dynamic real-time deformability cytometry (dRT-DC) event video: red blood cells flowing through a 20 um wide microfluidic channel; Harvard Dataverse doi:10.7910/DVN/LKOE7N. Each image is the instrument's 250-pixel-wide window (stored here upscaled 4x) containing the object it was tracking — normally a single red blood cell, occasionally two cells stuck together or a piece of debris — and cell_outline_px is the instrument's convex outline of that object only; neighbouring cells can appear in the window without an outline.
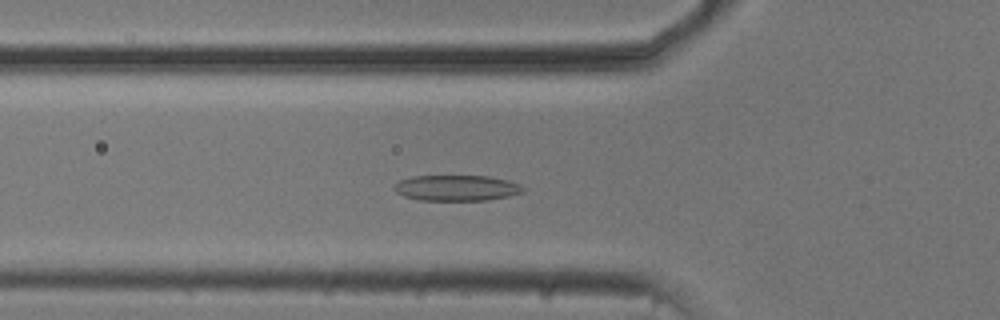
{"species": "common noctule bat (a hibernating species)", "species_latin": "Nyctalus noctula", "temperature_condition": "cold", "stored_images_in_passage": 54, "camera_frame_rate_fps": 3000, "um_per_image_px": 0.085, "animal": {"sex": "male", "body_mass_g": 20.5, "forearm_length_mm": 52.5}, "frame": {"image": 1, "passage_image": 19, "time_ms": 6.0, "image_size_px": [1000, 320], "cell_outline_px": [[524, 192], [508, 196], [488, 200], [420, 200], [404, 196], [396, 192], [392, 188], [400, 180], [412, 176], [488, 176], [508, 180], [524, 188]], "centroid_in_image_um": [38.79, 15.97], "position_along_channel_um": 87.0, "area_um2": 19.19}}
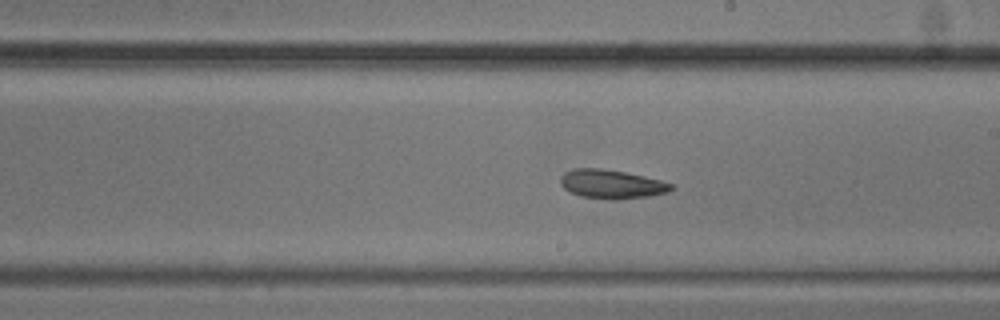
{"frame": {"image": 2, "passage_image": 31, "time_ms": 10.0, "image_size_px": [1000, 320], "cell_outline_px": [[672, 188], [668, 192], [648, 196], [616, 200], [612, 200], [580, 196], [564, 188], [560, 184], [560, 176], [564, 172], [572, 168], [600, 168], [624, 172], [660, 180], [672, 184]], "centroid_in_image_um": [51.93, 15.65], "position_along_channel_um": 237.1, "area_um2": 18.55}}
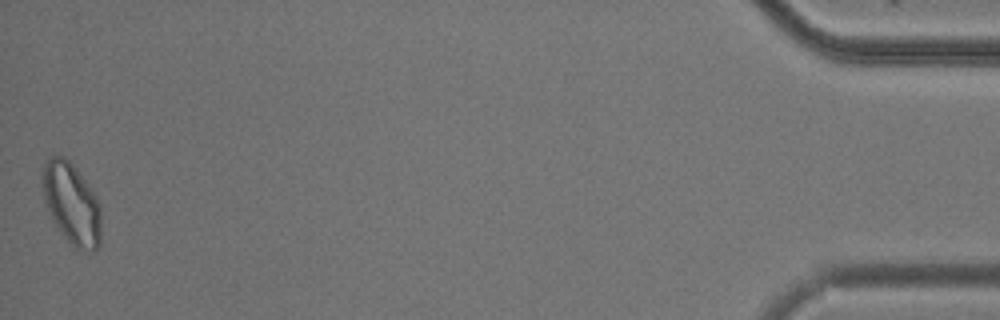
{"frame": {"image": 3, "passage_image": 54, "time_ms": 17.667, "image_size_px": [1000, 320], "cell_outline_px": [[100, 244], [92, 252], [76, 248], [68, 240], [52, 220], [44, 200], [44, 160], [48, 156], [56, 152], [64, 156], [76, 168], [96, 196], [100, 204]], "centroid_in_image_um": [6.09, 17.27], "position_along_channel_um": 429.1, "area_um2": 27.57}, "authors_computed_cell_mechanics": {"area_um2": 20.3456, "velocity_mm_per_s": 3.7331, "shape_relaxation_time_tau1_ms": 4.7103, "shape_relaxation_time_tau2_ms": 5.0135, "deformation_change_tau1": 0.1189, "deformation_change_tau2": 0.097}}